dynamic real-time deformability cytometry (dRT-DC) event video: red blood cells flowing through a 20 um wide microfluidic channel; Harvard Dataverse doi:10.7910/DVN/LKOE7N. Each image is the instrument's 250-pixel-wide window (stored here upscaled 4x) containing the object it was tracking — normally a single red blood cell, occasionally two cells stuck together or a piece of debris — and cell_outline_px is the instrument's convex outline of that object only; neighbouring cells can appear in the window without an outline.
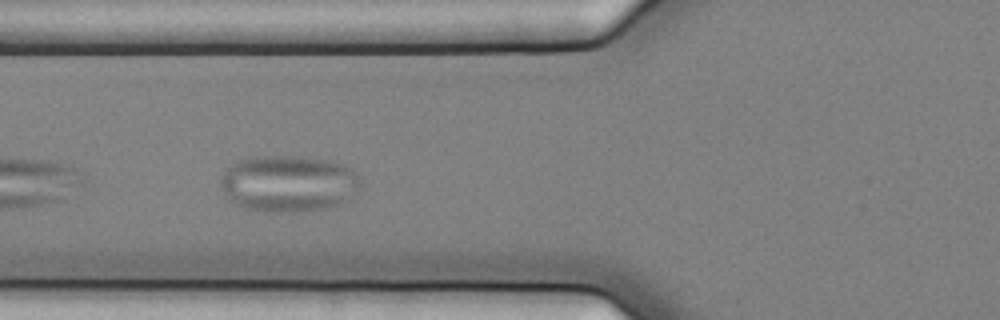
{"species": "common noctule bat (a hibernating species)", "species_latin": "Nyctalus noctula", "temperature_condition": "cold", "stored_images_in_passage": 6, "camera_frame_rate_fps": 3000, "um_per_image_px": 0.085, "animal": {"sex": "female", "body_mass_g": 25.1}, "frame": {"image": 1, "passage_image": 5, "time_ms": 1.333, "image_size_px": [1000, 320], "cell_outline_px": [[360, 188], [348, 200], [328, 208], [292, 212], [268, 212], [244, 208], [228, 200], [220, 184], [220, 180], [224, 172], [232, 164], [240, 160], [252, 156], [300, 156], [328, 160], [352, 168], [356, 172], [360, 180]], "centroid_in_image_um": [24.52, 15.6], "position_along_channel_um": 101.3, "area_um2": 46.41}}